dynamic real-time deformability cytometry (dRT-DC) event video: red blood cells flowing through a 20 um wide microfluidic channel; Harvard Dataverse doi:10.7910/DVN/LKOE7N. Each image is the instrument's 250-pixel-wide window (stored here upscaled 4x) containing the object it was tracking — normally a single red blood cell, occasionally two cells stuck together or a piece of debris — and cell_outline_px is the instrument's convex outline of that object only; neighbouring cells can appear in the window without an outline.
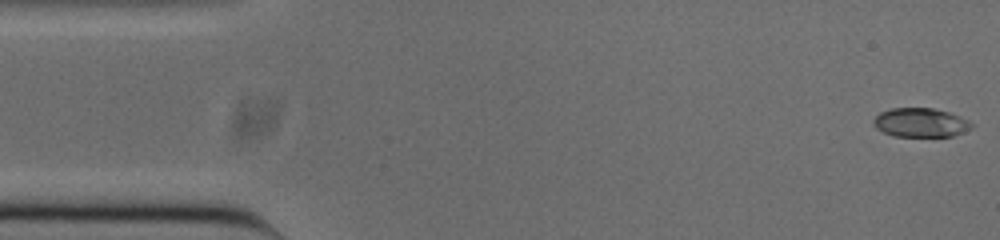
{"species": "common noctule bat (a hibernating species)", "species_latin": "Nyctalus noctula", "temperature_condition": "cold", "stored_images_in_passage": 52, "camera_frame_rate_fps": 3000, "um_per_image_px": 0.085, "animal": {"sex": "male", "body_mass_g": 20.0, "forearm_length_mm": 53.3}, "frame": {"image": 1, "passage_image": 1, "time_ms": 0.0, "image_size_px": [1000, 240], "cell_outline_px": [[972, 128], [964, 132], [952, 136], [892, 136], [876, 128], [872, 124], [872, 120], [880, 112], [892, 108], [932, 108], [948, 112], [960, 116], [968, 120], [972, 124]], "centroid_in_image_um": [78.23, 10.42], "position_along_channel_um": 6.8, "area_um2": 16.59}}
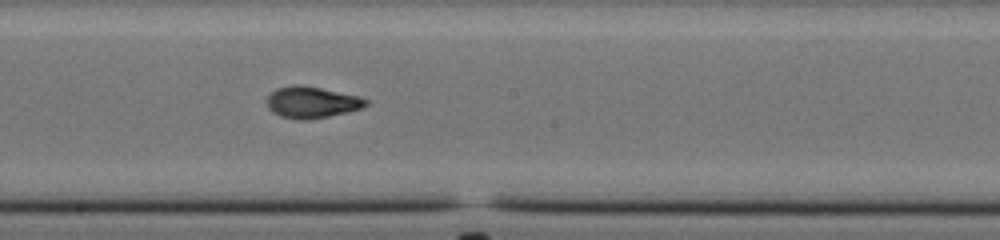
{"frame": {"image": 2, "passage_image": 27, "time_ms": 8.667, "image_size_px": [1000, 240], "cell_outline_px": [[368, 104], [360, 108], [348, 112], [308, 120], [300, 120], [280, 116], [272, 112], [268, 108], [268, 96], [276, 88], [292, 84], [300, 84], [360, 96], [368, 100]], "centroid_in_image_um": [26.49, 8.69], "position_along_channel_um": 221.7, "area_um2": 18.15}}
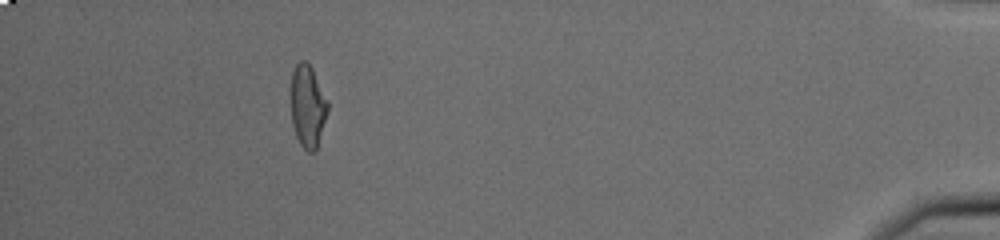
{"frame": {"image": 3, "passage_image": 47, "time_ms": 15.333, "image_size_px": [1000, 240], "cell_outline_px": [[328, 108], [316, 152], [308, 152], [300, 144], [296, 136], [292, 124], [292, 72], [296, 64], [300, 60], [304, 60], [312, 68], [328, 104]], "centroid_in_image_um": [26.15, 9.06], "position_along_channel_um": 409.1, "area_um2": 17.28}, "authors_computed_cell_mechanics": {"area_um2": 17.7157, "velocity_mm_per_s": 3.8493, "shape_relaxation_time_tau1_ms": 3.2708, "shape_relaxation_time_tau2_ms": 1.5982, "deformation_change_tau1": 0.1646, "deformation_change_tau2": 0.0703}}